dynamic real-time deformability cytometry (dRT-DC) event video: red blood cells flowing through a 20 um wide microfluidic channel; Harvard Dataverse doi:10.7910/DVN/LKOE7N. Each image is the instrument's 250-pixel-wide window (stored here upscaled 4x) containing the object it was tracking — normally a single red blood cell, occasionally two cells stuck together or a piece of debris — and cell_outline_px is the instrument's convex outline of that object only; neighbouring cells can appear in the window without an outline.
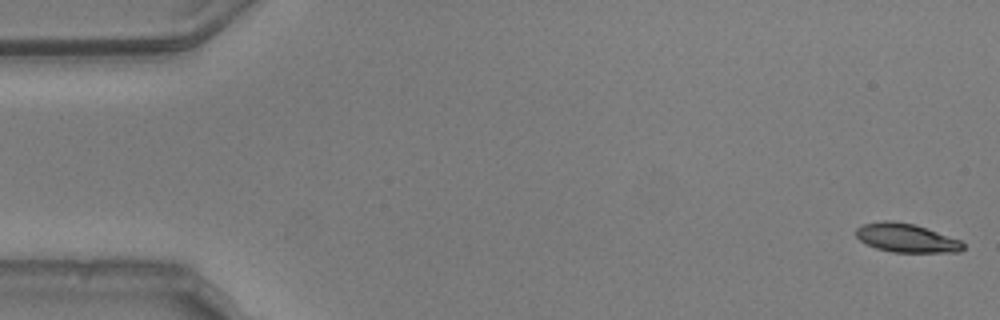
{"species": "common noctule bat (a hibernating species)", "species_latin": "Nyctalus noctula", "temperature_condition": "warm", "stored_images_in_passage": 54, "camera_frame_rate_fps": 3000, "um_per_image_px": 0.085, "animal": {"sex": "male", "body_mass_g": 20.5, "forearm_length_mm": 52.5}, "frame": {"image": 1, "passage_image": 1, "time_ms": 0.0, "image_size_px": [1000, 320], "cell_outline_px": [[964, 248], [960, 252], [892, 252], [876, 248], [860, 240], [856, 236], [856, 228], [864, 224], [884, 220], [892, 220], [912, 224], [960, 240], [964, 244]], "centroid_in_image_um": [77.02, 20.23], "position_along_channel_um": 8.0, "area_um2": 17.63}}
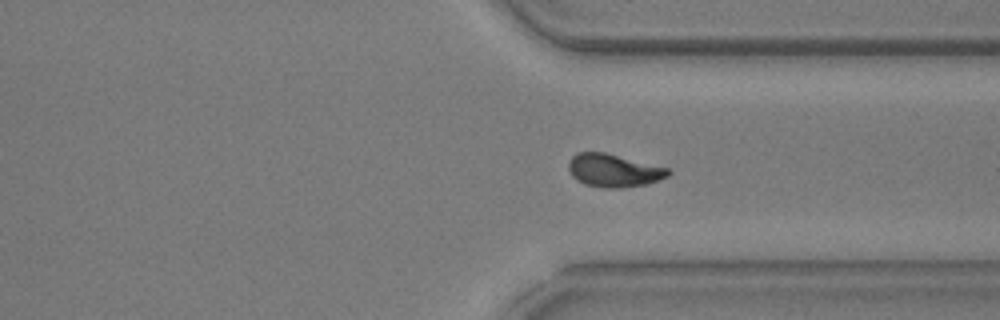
{"frame": {"image": 2, "passage_image": 40, "time_ms": 13.0, "image_size_px": [1000, 320], "cell_outline_px": [[672, 172], [668, 176], [660, 180], [644, 184], [620, 188], [604, 188], [584, 184], [576, 180], [572, 176], [568, 168], [568, 160], [576, 152], [604, 152], [668, 168]], "centroid_in_image_um": [52.13, 14.49], "position_along_channel_um": 359.3, "area_um2": 19.19}}
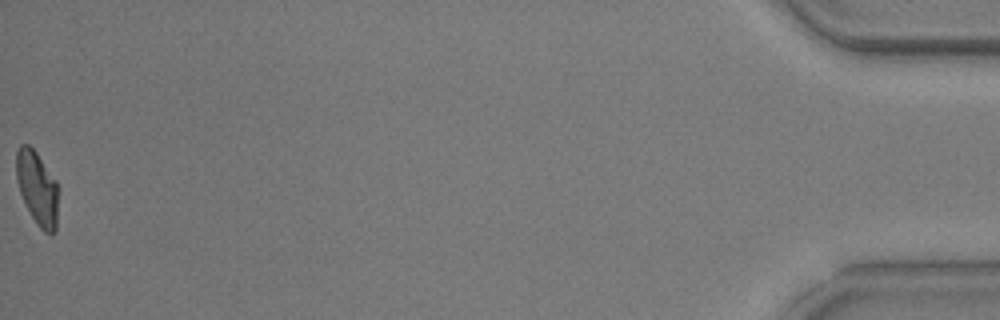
{"frame": {"image": 3, "passage_image": 54, "time_ms": 17.667, "image_size_px": [1000, 320], "cell_outline_px": [[60, 188], [56, 232], [52, 236], [44, 232], [36, 224], [20, 192], [16, 180], [16, 152], [20, 144], [28, 144], [36, 152], [56, 180]], "centroid_in_image_um": [3.21, 16.03], "position_along_channel_um": 432.0, "area_um2": 18.5}, "authors_computed_cell_mechanics": {"area_um2": 18.8717, "velocity_mm_per_s": 3.7654, "shape_relaxation_time_tau1_ms": 4.6536, "shape_relaxation_time_tau2_ms": 2.3686, "deformation_change_tau1": 0.1774, "deformation_change_tau2": 0.0897}}